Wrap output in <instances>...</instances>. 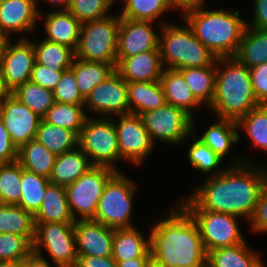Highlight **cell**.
<instances>
[{
    "mask_svg": "<svg viewBox=\"0 0 267 267\" xmlns=\"http://www.w3.org/2000/svg\"><path fill=\"white\" fill-rule=\"evenodd\" d=\"M248 247L245 240L241 244L211 250L207 252V264L210 267H263L259 254Z\"/></svg>",
    "mask_w": 267,
    "mask_h": 267,
    "instance_id": "obj_27",
    "label": "cell"
},
{
    "mask_svg": "<svg viewBox=\"0 0 267 267\" xmlns=\"http://www.w3.org/2000/svg\"><path fill=\"white\" fill-rule=\"evenodd\" d=\"M151 257H136L117 263V267H146Z\"/></svg>",
    "mask_w": 267,
    "mask_h": 267,
    "instance_id": "obj_54",
    "label": "cell"
},
{
    "mask_svg": "<svg viewBox=\"0 0 267 267\" xmlns=\"http://www.w3.org/2000/svg\"><path fill=\"white\" fill-rule=\"evenodd\" d=\"M111 8L109 0H71L68 11L83 24L109 16Z\"/></svg>",
    "mask_w": 267,
    "mask_h": 267,
    "instance_id": "obj_43",
    "label": "cell"
},
{
    "mask_svg": "<svg viewBox=\"0 0 267 267\" xmlns=\"http://www.w3.org/2000/svg\"><path fill=\"white\" fill-rule=\"evenodd\" d=\"M0 233L24 236L32 244L35 237L34 216L18 205L0 204Z\"/></svg>",
    "mask_w": 267,
    "mask_h": 267,
    "instance_id": "obj_31",
    "label": "cell"
},
{
    "mask_svg": "<svg viewBox=\"0 0 267 267\" xmlns=\"http://www.w3.org/2000/svg\"><path fill=\"white\" fill-rule=\"evenodd\" d=\"M203 6L184 10L181 13L184 22L216 58L234 57L247 22L240 17L238 10H206Z\"/></svg>",
    "mask_w": 267,
    "mask_h": 267,
    "instance_id": "obj_3",
    "label": "cell"
},
{
    "mask_svg": "<svg viewBox=\"0 0 267 267\" xmlns=\"http://www.w3.org/2000/svg\"><path fill=\"white\" fill-rule=\"evenodd\" d=\"M116 172L108 167L92 166L75 182L65 187L69 209L74 220L79 219L77 215L80 220L95 217L104 187Z\"/></svg>",
    "mask_w": 267,
    "mask_h": 267,
    "instance_id": "obj_9",
    "label": "cell"
},
{
    "mask_svg": "<svg viewBox=\"0 0 267 267\" xmlns=\"http://www.w3.org/2000/svg\"><path fill=\"white\" fill-rule=\"evenodd\" d=\"M119 27L117 14L83 23L75 58L109 63L116 68Z\"/></svg>",
    "mask_w": 267,
    "mask_h": 267,
    "instance_id": "obj_6",
    "label": "cell"
},
{
    "mask_svg": "<svg viewBox=\"0 0 267 267\" xmlns=\"http://www.w3.org/2000/svg\"><path fill=\"white\" fill-rule=\"evenodd\" d=\"M32 251L42 254V248L57 267H75L77 262L74 223H34Z\"/></svg>",
    "mask_w": 267,
    "mask_h": 267,
    "instance_id": "obj_10",
    "label": "cell"
},
{
    "mask_svg": "<svg viewBox=\"0 0 267 267\" xmlns=\"http://www.w3.org/2000/svg\"><path fill=\"white\" fill-rule=\"evenodd\" d=\"M18 40L12 43L13 40L8 39L0 57V68L6 85L11 91L30 81L36 62L32 41L26 37Z\"/></svg>",
    "mask_w": 267,
    "mask_h": 267,
    "instance_id": "obj_15",
    "label": "cell"
},
{
    "mask_svg": "<svg viewBox=\"0 0 267 267\" xmlns=\"http://www.w3.org/2000/svg\"><path fill=\"white\" fill-rule=\"evenodd\" d=\"M75 223L71 215L66 188L49 184L38 212L34 215V223Z\"/></svg>",
    "mask_w": 267,
    "mask_h": 267,
    "instance_id": "obj_25",
    "label": "cell"
},
{
    "mask_svg": "<svg viewBox=\"0 0 267 267\" xmlns=\"http://www.w3.org/2000/svg\"><path fill=\"white\" fill-rule=\"evenodd\" d=\"M35 140L55 155L72 151L78 147V135L75 132L47 123L43 118L36 132Z\"/></svg>",
    "mask_w": 267,
    "mask_h": 267,
    "instance_id": "obj_34",
    "label": "cell"
},
{
    "mask_svg": "<svg viewBox=\"0 0 267 267\" xmlns=\"http://www.w3.org/2000/svg\"><path fill=\"white\" fill-rule=\"evenodd\" d=\"M32 252V244L24 237L0 233V261L25 260Z\"/></svg>",
    "mask_w": 267,
    "mask_h": 267,
    "instance_id": "obj_44",
    "label": "cell"
},
{
    "mask_svg": "<svg viewBox=\"0 0 267 267\" xmlns=\"http://www.w3.org/2000/svg\"><path fill=\"white\" fill-rule=\"evenodd\" d=\"M121 18L134 21H159L165 12L174 9L170 0H125Z\"/></svg>",
    "mask_w": 267,
    "mask_h": 267,
    "instance_id": "obj_38",
    "label": "cell"
},
{
    "mask_svg": "<svg viewBox=\"0 0 267 267\" xmlns=\"http://www.w3.org/2000/svg\"><path fill=\"white\" fill-rule=\"evenodd\" d=\"M56 155L33 139L18 148L17 162L26 171L50 178Z\"/></svg>",
    "mask_w": 267,
    "mask_h": 267,
    "instance_id": "obj_28",
    "label": "cell"
},
{
    "mask_svg": "<svg viewBox=\"0 0 267 267\" xmlns=\"http://www.w3.org/2000/svg\"><path fill=\"white\" fill-rule=\"evenodd\" d=\"M171 4L182 13L186 9L204 5L205 0H171Z\"/></svg>",
    "mask_w": 267,
    "mask_h": 267,
    "instance_id": "obj_53",
    "label": "cell"
},
{
    "mask_svg": "<svg viewBox=\"0 0 267 267\" xmlns=\"http://www.w3.org/2000/svg\"><path fill=\"white\" fill-rule=\"evenodd\" d=\"M248 221L253 232L261 234L267 232V179L262 186L257 204Z\"/></svg>",
    "mask_w": 267,
    "mask_h": 267,
    "instance_id": "obj_46",
    "label": "cell"
},
{
    "mask_svg": "<svg viewBox=\"0 0 267 267\" xmlns=\"http://www.w3.org/2000/svg\"><path fill=\"white\" fill-rule=\"evenodd\" d=\"M163 69L160 50L125 57L116 67L126 82L159 81Z\"/></svg>",
    "mask_w": 267,
    "mask_h": 267,
    "instance_id": "obj_20",
    "label": "cell"
},
{
    "mask_svg": "<svg viewBox=\"0 0 267 267\" xmlns=\"http://www.w3.org/2000/svg\"><path fill=\"white\" fill-rule=\"evenodd\" d=\"M114 121L120 157L130 164L141 165L154 147L140 115L126 114ZM153 146V147H152Z\"/></svg>",
    "mask_w": 267,
    "mask_h": 267,
    "instance_id": "obj_13",
    "label": "cell"
},
{
    "mask_svg": "<svg viewBox=\"0 0 267 267\" xmlns=\"http://www.w3.org/2000/svg\"><path fill=\"white\" fill-rule=\"evenodd\" d=\"M21 197V165L0 164V204L17 205Z\"/></svg>",
    "mask_w": 267,
    "mask_h": 267,
    "instance_id": "obj_42",
    "label": "cell"
},
{
    "mask_svg": "<svg viewBox=\"0 0 267 267\" xmlns=\"http://www.w3.org/2000/svg\"><path fill=\"white\" fill-rule=\"evenodd\" d=\"M78 147L92 166H103L119 172L115 163L121 160L118 137L112 118L87 117L78 135Z\"/></svg>",
    "mask_w": 267,
    "mask_h": 267,
    "instance_id": "obj_8",
    "label": "cell"
},
{
    "mask_svg": "<svg viewBox=\"0 0 267 267\" xmlns=\"http://www.w3.org/2000/svg\"><path fill=\"white\" fill-rule=\"evenodd\" d=\"M177 206L151 228V256L168 267H202L207 252L198 226L181 204Z\"/></svg>",
    "mask_w": 267,
    "mask_h": 267,
    "instance_id": "obj_2",
    "label": "cell"
},
{
    "mask_svg": "<svg viewBox=\"0 0 267 267\" xmlns=\"http://www.w3.org/2000/svg\"><path fill=\"white\" fill-rule=\"evenodd\" d=\"M74 232L78 256H112L114 228L92 219H77L74 223Z\"/></svg>",
    "mask_w": 267,
    "mask_h": 267,
    "instance_id": "obj_18",
    "label": "cell"
},
{
    "mask_svg": "<svg viewBox=\"0 0 267 267\" xmlns=\"http://www.w3.org/2000/svg\"><path fill=\"white\" fill-rule=\"evenodd\" d=\"M127 94L131 114L141 115L167 103L160 81L127 82Z\"/></svg>",
    "mask_w": 267,
    "mask_h": 267,
    "instance_id": "obj_23",
    "label": "cell"
},
{
    "mask_svg": "<svg viewBox=\"0 0 267 267\" xmlns=\"http://www.w3.org/2000/svg\"><path fill=\"white\" fill-rule=\"evenodd\" d=\"M75 267H117V262L112 256H78Z\"/></svg>",
    "mask_w": 267,
    "mask_h": 267,
    "instance_id": "obj_51",
    "label": "cell"
},
{
    "mask_svg": "<svg viewBox=\"0 0 267 267\" xmlns=\"http://www.w3.org/2000/svg\"><path fill=\"white\" fill-rule=\"evenodd\" d=\"M135 184L121 170L116 172L105 185L92 220L114 229L135 227L130 223Z\"/></svg>",
    "mask_w": 267,
    "mask_h": 267,
    "instance_id": "obj_7",
    "label": "cell"
},
{
    "mask_svg": "<svg viewBox=\"0 0 267 267\" xmlns=\"http://www.w3.org/2000/svg\"><path fill=\"white\" fill-rule=\"evenodd\" d=\"M151 141L181 144L193 133V118L184 110L166 103L140 115Z\"/></svg>",
    "mask_w": 267,
    "mask_h": 267,
    "instance_id": "obj_12",
    "label": "cell"
},
{
    "mask_svg": "<svg viewBox=\"0 0 267 267\" xmlns=\"http://www.w3.org/2000/svg\"><path fill=\"white\" fill-rule=\"evenodd\" d=\"M237 127L246 132L254 146L267 152V105L254 107L237 121Z\"/></svg>",
    "mask_w": 267,
    "mask_h": 267,
    "instance_id": "obj_40",
    "label": "cell"
},
{
    "mask_svg": "<svg viewBox=\"0 0 267 267\" xmlns=\"http://www.w3.org/2000/svg\"><path fill=\"white\" fill-rule=\"evenodd\" d=\"M63 71H54L37 62L34 63L30 81L36 83L45 89L53 91L62 77Z\"/></svg>",
    "mask_w": 267,
    "mask_h": 267,
    "instance_id": "obj_47",
    "label": "cell"
},
{
    "mask_svg": "<svg viewBox=\"0 0 267 267\" xmlns=\"http://www.w3.org/2000/svg\"><path fill=\"white\" fill-rule=\"evenodd\" d=\"M84 108L94 111L101 118L130 114L127 82L115 70L105 81L91 90L85 98Z\"/></svg>",
    "mask_w": 267,
    "mask_h": 267,
    "instance_id": "obj_14",
    "label": "cell"
},
{
    "mask_svg": "<svg viewBox=\"0 0 267 267\" xmlns=\"http://www.w3.org/2000/svg\"><path fill=\"white\" fill-rule=\"evenodd\" d=\"M75 75L77 87L85 99L99 83L105 81L116 68L109 63L74 58L70 68Z\"/></svg>",
    "mask_w": 267,
    "mask_h": 267,
    "instance_id": "obj_29",
    "label": "cell"
},
{
    "mask_svg": "<svg viewBox=\"0 0 267 267\" xmlns=\"http://www.w3.org/2000/svg\"><path fill=\"white\" fill-rule=\"evenodd\" d=\"M8 38L6 35L0 30V57L3 53L4 46L7 42Z\"/></svg>",
    "mask_w": 267,
    "mask_h": 267,
    "instance_id": "obj_58",
    "label": "cell"
},
{
    "mask_svg": "<svg viewBox=\"0 0 267 267\" xmlns=\"http://www.w3.org/2000/svg\"><path fill=\"white\" fill-rule=\"evenodd\" d=\"M54 101L67 104H84L85 99L79 93L74 72L64 70L59 83L53 90Z\"/></svg>",
    "mask_w": 267,
    "mask_h": 267,
    "instance_id": "obj_45",
    "label": "cell"
},
{
    "mask_svg": "<svg viewBox=\"0 0 267 267\" xmlns=\"http://www.w3.org/2000/svg\"><path fill=\"white\" fill-rule=\"evenodd\" d=\"M159 81L166 102L189 114L193 118V130H195V117L192 111L202 104L193 95L183 75L178 70L164 68Z\"/></svg>",
    "mask_w": 267,
    "mask_h": 267,
    "instance_id": "obj_22",
    "label": "cell"
},
{
    "mask_svg": "<svg viewBox=\"0 0 267 267\" xmlns=\"http://www.w3.org/2000/svg\"><path fill=\"white\" fill-rule=\"evenodd\" d=\"M35 1H36L37 6H38L39 4L37 2L39 0H35ZM45 1L46 2L48 1V3L51 4V6L53 5L54 8L55 7L61 8L59 10H68L70 3H71V0H44V2Z\"/></svg>",
    "mask_w": 267,
    "mask_h": 267,
    "instance_id": "obj_56",
    "label": "cell"
},
{
    "mask_svg": "<svg viewBox=\"0 0 267 267\" xmlns=\"http://www.w3.org/2000/svg\"><path fill=\"white\" fill-rule=\"evenodd\" d=\"M92 167L88 156L79 148L56 155L53 171L49 178L51 184L64 186L72 184Z\"/></svg>",
    "mask_w": 267,
    "mask_h": 267,
    "instance_id": "obj_26",
    "label": "cell"
},
{
    "mask_svg": "<svg viewBox=\"0 0 267 267\" xmlns=\"http://www.w3.org/2000/svg\"><path fill=\"white\" fill-rule=\"evenodd\" d=\"M235 160L222 173L207 177L180 204L249 219L267 179V167L254 166L245 158Z\"/></svg>",
    "mask_w": 267,
    "mask_h": 267,
    "instance_id": "obj_1",
    "label": "cell"
},
{
    "mask_svg": "<svg viewBox=\"0 0 267 267\" xmlns=\"http://www.w3.org/2000/svg\"><path fill=\"white\" fill-rule=\"evenodd\" d=\"M49 184L48 178L26 171L21 166V197L17 205L34 216L42 204Z\"/></svg>",
    "mask_w": 267,
    "mask_h": 267,
    "instance_id": "obj_36",
    "label": "cell"
},
{
    "mask_svg": "<svg viewBox=\"0 0 267 267\" xmlns=\"http://www.w3.org/2000/svg\"><path fill=\"white\" fill-rule=\"evenodd\" d=\"M253 9V20L247 27L267 30V0H254Z\"/></svg>",
    "mask_w": 267,
    "mask_h": 267,
    "instance_id": "obj_50",
    "label": "cell"
},
{
    "mask_svg": "<svg viewBox=\"0 0 267 267\" xmlns=\"http://www.w3.org/2000/svg\"><path fill=\"white\" fill-rule=\"evenodd\" d=\"M0 117L17 148L35 139L42 120L12 94L0 105Z\"/></svg>",
    "mask_w": 267,
    "mask_h": 267,
    "instance_id": "obj_16",
    "label": "cell"
},
{
    "mask_svg": "<svg viewBox=\"0 0 267 267\" xmlns=\"http://www.w3.org/2000/svg\"><path fill=\"white\" fill-rule=\"evenodd\" d=\"M12 94V91L7 87L5 78L3 77L0 68V105Z\"/></svg>",
    "mask_w": 267,
    "mask_h": 267,
    "instance_id": "obj_55",
    "label": "cell"
},
{
    "mask_svg": "<svg viewBox=\"0 0 267 267\" xmlns=\"http://www.w3.org/2000/svg\"><path fill=\"white\" fill-rule=\"evenodd\" d=\"M87 117L84 104H67L54 101L43 119L47 123L71 130L79 135Z\"/></svg>",
    "mask_w": 267,
    "mask_h": 267,
    "instance_id": "obj_37",
    "label": "cell"
},
{
    "mask_svg": "<svg viewBox=\"0 0 267 267\" xmlns=\"http://www.w3.org/2000/svg\"><path fill=\"white\" fill-rule=\"evenodd\" d=\"M45 40L66 45L76 51L82 23L68 10L53 9L44 15Z\"/></svg>",
    "mask_w": 267,
    "mask_h": 267,
    "instance_id": "obj_21",
    "label": "cell"
},
{
    "mask_svg": "<svg viewBox=\"0 0 267 267\" xmlns=\"http://www.w3.org/2000/svg\"><path fill=\"white\" fill-rule=\"evenodd\" d=\"M109 1H110V4H111V5H114V4H115V3H114L115 0H109ZM124 1H125V0H123V2H124Z\"/></svg>",
    "mask_w": 267,
    "mask_h": 267,
    "instance_id": "obj_60",
    "label": "cell"
},
{
    "mask_svg": "<svg viewBox=\"0 0 267 267\" xmlns=\"http://www.w3.org/2000/svg\"><path fill=\"white\" fill-rule=\"evenodd\" d=\"M258 105L249 68L235 57L217 58L215 95L209 106L212 113L237 122Z\"/></svg>",
    "mask_w": 267,
    "mask_h": 267,
    "instance_id": "obj_4",
    "label": "cell"
},
{
    "mask_svg": "<svg viewBox=\"0 0 267 267\" xmlns=\"http://www.w3.org/2000/svg\"><path fill=\"white\" fill-rule=\"evenodd\" d=\"M184 77L195 98L203 105H211L215 95L216 62L208 67L178 70Z\"/></svg>",
    "mask_w": 267,
    "mask_h": 267,
    "instance_id": "obj_33",
    "label": "cell"
},
{
    "mask_svg": "<svg viewBox=\"0 0 267 267\" xmlns=\"http://www.w3.org/2000/svg\"><path fill=\"white\" fill-rule=\"evenodd\" d=\"M136 257H152L150 235L145 240L135 227L115 228L112 243V258L117 262Z\"/></svg>",
    "mask_w": 267,
    "mask_h": 267,
    "instance_id": "obj_24",
    "label": "cell"
},
{
    "mask_svg": "<svg viewBox=\"0 0 267 267\" xmlns=\"http://www.w3.org/2000/svg\"><path fill=\"white\" fill-rule=\"evenodd\" d=\"M35 51V60L54 71L70 69L75 58V51L62 44L41 40L32 42Z\"/></svg>",
    "mask_w": 267,
    "mask_h": 267,
    "instance_id": "obj_35",
    "label": "cell"
},
{
    "mask_svg": "<svg viewBox=\"0 0 267 267\" xmlns=\"http://www.w3.org/2000/svg\"><path fill=\"white\" fill-rule=\"evenodd\" d=\"M35 0H5L0 3V30L11 34L35 31L36 21L43 18Z\"/></svg>",
    "mask_w": 267,
    "mask_h": 267,
    "instance_id": "obj_19",
    "label": "cell"
},
{
    "mask_svg": "<svg viewBox=\"0 0 267 267\" xmlns=\"http://www.w3.org/2000/svg\"><path fill=\"white\" fill-rule=\"evenodd\" d=\"M25 267H52L42 254L32 251L25 259Z\"/></svg>",
    "mask_w": 267,
    "mask_h": 267,
    "instance_id": "obj_52",
    "label": "cell"
},
{
    "mask_svg": "<svg viewBox=\"0 0 267 267\" xmlns=\"http://www.w3.org/2000/svg\"><path fill=\"white\" fill-rule=\"evenodd\" d=\"M184 208L196 222L206 252L245 241L237 216L203 210L201 207Z\"/></svg>",
    "mask_w": 267,
    "mask_h": 267,
    "instance_id": "obj_11",
    "label": "cell"
},
{
    "mask_svg": "<svg viewBox=\"0 0 267 267\" xmlns=\"http://www.w3.org/2000/svg\"><path fill=\"white\" fill-rule=\"evenodd\" d=\"M152 23L154 24L150 21H134L120 17L117 65L125 57L159 50V34L152 28Z\"/></svg>",
    "mask_w": 267,
    "mask_h": 267,
    "instance_id": "obj_17",
    "label": "cell"
},
{
    "mask_svg": "<svg viewBox=\"0 0 267 267\" xmlns=\"http://www.w3.org/2000/svg\"><path fill=\"white\" fill-rule=\"evenodd\" d=\"M248 68L267 62V30L247 27L234 56Z\"/></svg>",
    "mask_w": 267,
    "mask_h": 267,
    "instance_id": "obj_30",
    "label": "cell"
},
{
    "mask_svg": "<svg viewBox=\"0 0 267 267\" xmlns=\"http://www.w3.org/2000/svg\"><path fill=\"white\" fill-rule=\"evenodd\" d=\"M159 23V50L164 68L181 70L208 67L216 62L217 58L197 39L186 22V26Z\"/></svg>",
    "mask_w": 267,
    "mask_h": 267,
    "instance_id": "obj_5",
    "label": "cell"
},
{
    "mask_svg": "<svg viewBox=\"0 0 267 267\" xmlns=\"http://www.w3.org/2000/svg\"><path fill=\"white\" fill-rule=\"evenodd\" d=\"M216 121L198 139L223 159L232 144L238 143L241 138L236 121L220 118Z\"/></svg>",
    "mask_w": 267,
    "mask_h": 267,
    "instance_id": "obj_32",
    "label": "cell"
},
{
    "mask_svg": "<svg viewBox=\"0 0 267 267\" xmlns=\"http://www.w3.org/2000/svg\"><path fill=\"white\" fill-rule=\"evenodd\" d=\"M0 267H25V260L0 261Z\"/></svg>",
    "mask_w": 267,
    "mask_h": 267,
    "instance_id": "obj_57",
    "label": "cell"
},
{
    "mask_svg": "<svg viewBox=\"0 0 267 267\" xmlns=\"http://www.w3.org/2000/svg\"><path fill=\"white\" fill-rule=\"evenodd\" d=\"M12 95L42 118L54 103L53 91L31 81L17 87Z\"/></svg>",
    "mask_w": 267,
    "mask_h": 267,
    "instance_id": "obj_39",
    "label": "cell"
},
{
    "mask_svg": "<svg viewBox=\"0 0 267 267\" xmlns=\"http://www.w3.org/2000/svg\"><path fill=\"white\" fill-rule=\"evenodd\" d=\"M146 267H168L167 265L161 264L156 261L153 257H151L147 263Z\"/></svg>",
    "mask_w": 267,
    "mask_h": 267,
    "instance_id": "obj_59",
    "label": "cell"
},
{
    "mask_svg": "<svg viewBox=\"0 0 267 267\" xmlns=\"http://www.w3.org/2000/svg\"><path fill=\"white\" fill-rule=\"evenodd\" d=\"M249 73L259 105H267V62L249 68Z\"/></svg>",
    "mask_w": 267,
    "mask_h": 267,
    "instance_id": "obj_48",
    "label": "cell"
},
{
    "mask_svg": "<svg viewBox=\"0 0 267 267\" xmlns=\"http://www.w3.org/2000/svg\"><path fill=\"white\" fill-rule=\"evenodd\" d=\"M18 148L10 139V135L0 117V164L17 161Z\"/></svg>",
    "mask_w": 267,
    "mask_h": 267,
    "instance_id": "obj_49",
    "label": "cell"
},
{
    "mask_svg": "<svg viewBox=\"0 0 267 267\" xmlns=\"http://www.w3.org/2000/svg\"><path fill=\"white\" fill-rule=\"evenodd\" d=\"M190 137L195 138L193 139L195 141L189 147L187 156L188 161L194 169L202 173H207L208 176H215L222 173L228 167H222L223 169L219 167L223 159L201 140L197 139L195 131H193Z\"/></svg>",
    "mask_w": 267,
    "mask_h": 267,
    "instance_id": "obj_41",
    "label": "cell"
}]
</instances>
